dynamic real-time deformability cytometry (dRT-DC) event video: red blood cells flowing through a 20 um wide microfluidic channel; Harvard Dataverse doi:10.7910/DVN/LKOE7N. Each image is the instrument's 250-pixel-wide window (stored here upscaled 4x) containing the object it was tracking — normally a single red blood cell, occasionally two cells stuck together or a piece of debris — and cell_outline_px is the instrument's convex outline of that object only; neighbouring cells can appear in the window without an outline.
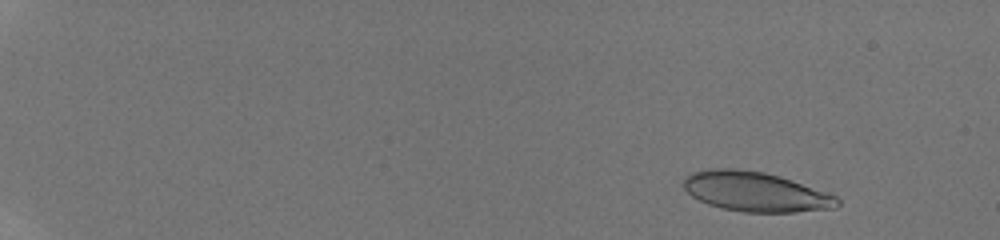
{"species": "human", "species_latin": "Homo sapiens", "temperature_condition": "room temperature", "stored_images_in_passage": 94, "camera_frame_rate_fps": 3000, "um_per_image_px": 0.085, "donor": {"sex": "male"}, "frame": {"image": 1, "passage_image": 6, "time_ms": 1.667, "image_size_px": [1000, 240], "cell_outline_px": [[840, 204], [836, 208], [792, 212], [744, 212], [720, 208], [708, 204], [692, 196], [684, 188], [684, 176], [692, 172], [708, 168], [732, 168], [764, 172], [780, 176], [836, 196], [840, 200]], "centroid_in_image_um": [64.19, 16.29], "position_along_channel_um": 20.8, "area_um2": 35.49}}
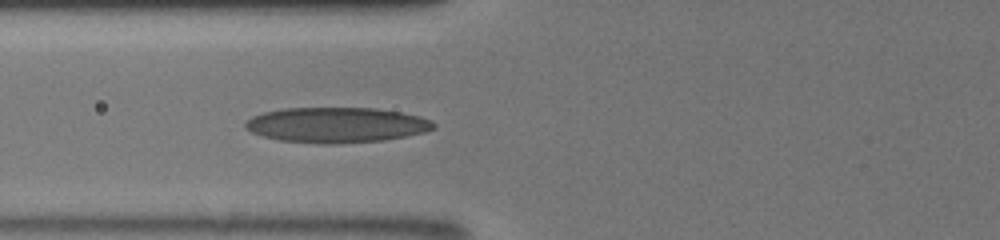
{"frame": {"image": 2, "passage_image": 28, "time_ms": 7.667, "image_size_px": [1000, 240], "cell_outline_px": [[436, 124], [432, 128], [424, 132], [408, 136], [384, 140], [336, 144], [320, 144], [280, 140], [264, 136], [252, 132], [244, 128], [244, 124], [252, 116], [264, 112], [284, 108], [376, 108], [400, 112], [420, 116], [432, 120]], "centroid_in_image_um": [28.61, 10.62], "position_along_channel_um": 97.2, "area_um2": 38.78}}
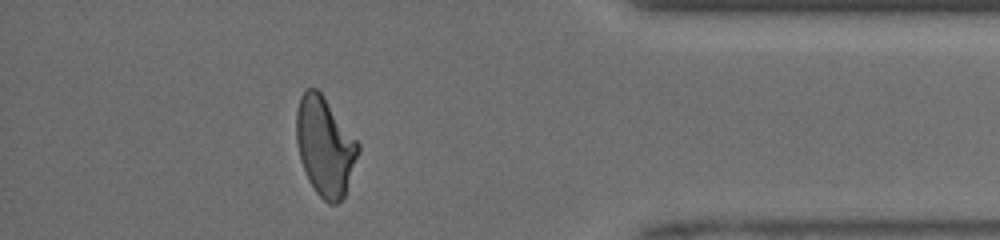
{"frame": {"image": 3, "passage_image": 88, "time_ms": 15.667, "image_size_px": [1000, 240], "cell_outline_px": [[360, 148], [344, 196], [336, 204], [328, 204], [316, 192], [308, 180], [300, 160], [296, 140], [296, 112], [300, 96], [304, 88], [316, 88], [320, 92], [360, 144]], "centroid_in_image_um": [27.59, 12.43], "position_along_channel_um": 407.6, "area_um2": 35.32}, "authors_computed_cell_mechanics": {"area_um2": 35.8071, "velocity_mm_per_s": 4.16, "shape_relaxation_time_tau1_ms": 7.9962, "shape_relaxation_time_tau2_ms": 1.8619, "deformation_change_tau1": 0.2406, "deformation_change_tau2": 0.1018}}